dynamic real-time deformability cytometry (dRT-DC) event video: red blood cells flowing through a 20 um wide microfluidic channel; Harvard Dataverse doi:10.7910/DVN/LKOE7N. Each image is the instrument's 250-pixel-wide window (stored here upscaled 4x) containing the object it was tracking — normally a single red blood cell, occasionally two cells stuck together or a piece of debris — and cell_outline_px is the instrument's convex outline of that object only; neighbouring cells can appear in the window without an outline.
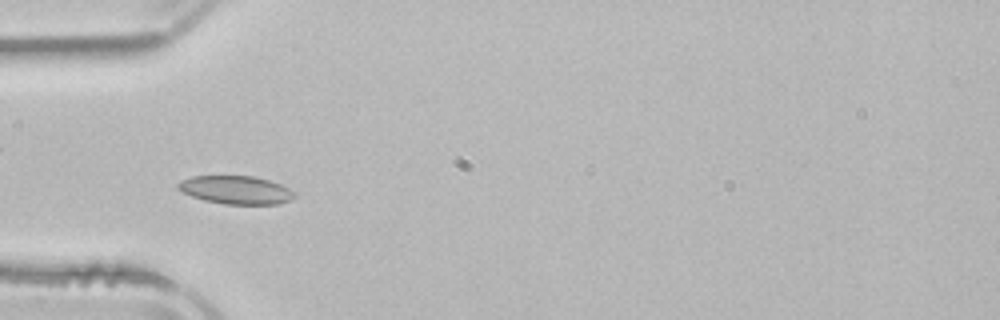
{"species": "common noctule bat (a hibernating species)", "species_latin": "Nyctalus noctula", "temperature_condition": "room temperature", "stored_images_in_passage": 36, "camera_frame_rate_fps": 3000, "um_per_image_px": 0.085, "animal": {"sex": "male", "body_mass_g": 21.5, "forearm_length_mm": 52.0}, "frame": {"image": 1, "passage_image": 9, "time_ms": 2.667, "image_size_px": [1000, 320], "cell_outline_px": [[296, 196], [292, 200], [276, 204], [224, 204], [204, 200], [192, 196], [176, 188], [176, 184], [180, 180], [192, 176], [252, 176], [268, 180], [280, 184], [296, 192]], "centroid_in_image_um": [20.05, 16.14], "position_along_channel_um": 64.9, "area_um2": 19.19}}
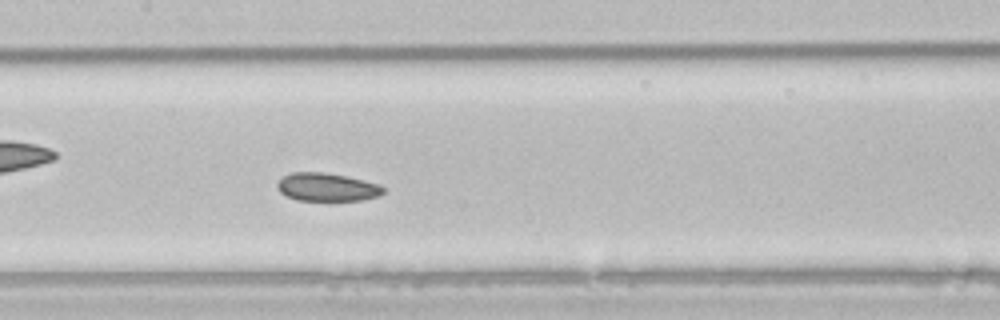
{"frame": {"image": 2, "passage_image": 18, "time_ms": 5.667, "image_size_px": [1000, 320], "cell_outline_px": [[384, 192], [380, 196], [360, 200], [296, 200], [280, 192], [276, 184], [284, 176], [292, 172], [324, 172], [348, 176], [380, 184], [384, 188]], "centroid_in_image_um": [27.82, 15.9], "position_along_channel_um": 179.6, "area_um2": 17.4}}
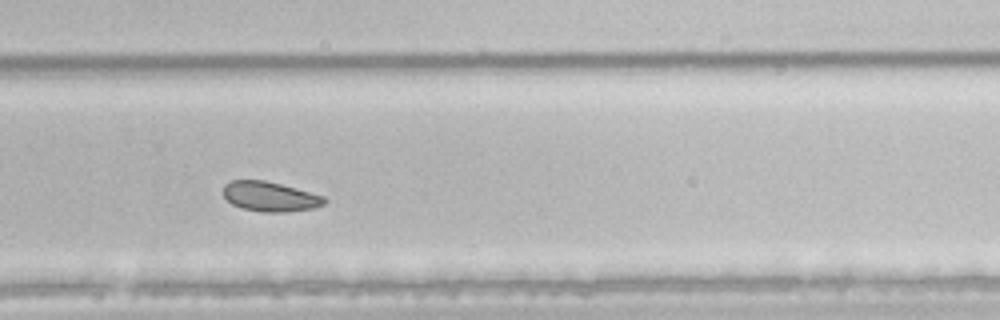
{"frame": {"image": 3, "passage_image": 28, "time_ms": 9.0, "image_size_px": [1000, 320], "cell_outline_px": [[328, 200], [324, 204], [312, 208], [288, 212], [264, 212], [240, 208], [232, 204], [224, 196], [224, 184], [232, 180], [264, 180], [280, 184], [324, 196]], "centroid_in_image_um": [22.95, 16.71], "position_along_channel_um": 306.9, "area_um2": 17.46}, "authors_computed_cell_mechanics": {"area_um2": 18.207, "velocity_mm_per_s": 3.8344, "shape_relaxation_time_tau1_ms": null, "shape_relaxation_time_tau2_ms": 2.7118, "deformation_change_tau1": null, "deformation_change_tau2": 0.0505}}